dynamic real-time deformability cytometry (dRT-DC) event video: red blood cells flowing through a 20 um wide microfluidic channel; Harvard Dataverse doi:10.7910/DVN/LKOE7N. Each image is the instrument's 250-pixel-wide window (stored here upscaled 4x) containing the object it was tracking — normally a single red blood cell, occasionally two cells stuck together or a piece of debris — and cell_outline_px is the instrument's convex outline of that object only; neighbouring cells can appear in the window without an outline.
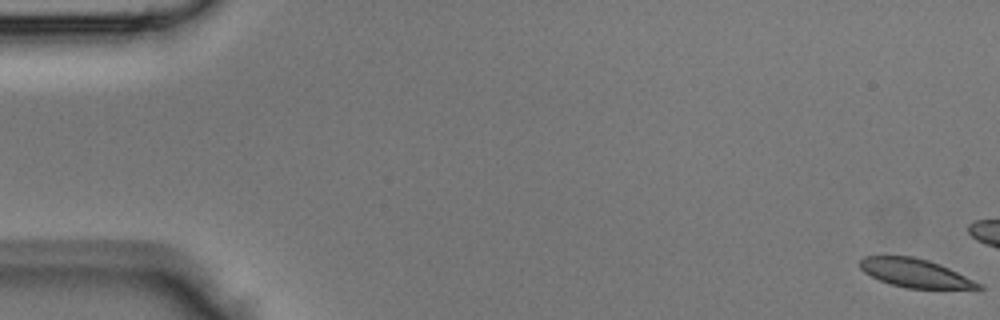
{"species": "Egyptian fruit bat (a non-hibernating species)", "species_latin": "Rousettus aegyptiacus", "temperature_condition": "room temperature", "stored_images_in_passage": 12, "camera_frame_rate_fps": 3000, "um_per_image_px": 0.085, "animal": {"sex": "male"}, "frame": {"image": 1, "passage_image": 1, "time_ms": 0.0, "image_size_px": [1000, 320], "cell_outline_px": [[984, 288], [908, 288], [892, 284], [880, 280], [864, 272], [860, 268], [860, 260], [864, 256], [912, 256], [928, 260], [940, 264], [980, 284]], "centroid_in_image_um": [77.72, 23.19], "position_along_channel_um": 7.3, "area_um2": 19.13}}